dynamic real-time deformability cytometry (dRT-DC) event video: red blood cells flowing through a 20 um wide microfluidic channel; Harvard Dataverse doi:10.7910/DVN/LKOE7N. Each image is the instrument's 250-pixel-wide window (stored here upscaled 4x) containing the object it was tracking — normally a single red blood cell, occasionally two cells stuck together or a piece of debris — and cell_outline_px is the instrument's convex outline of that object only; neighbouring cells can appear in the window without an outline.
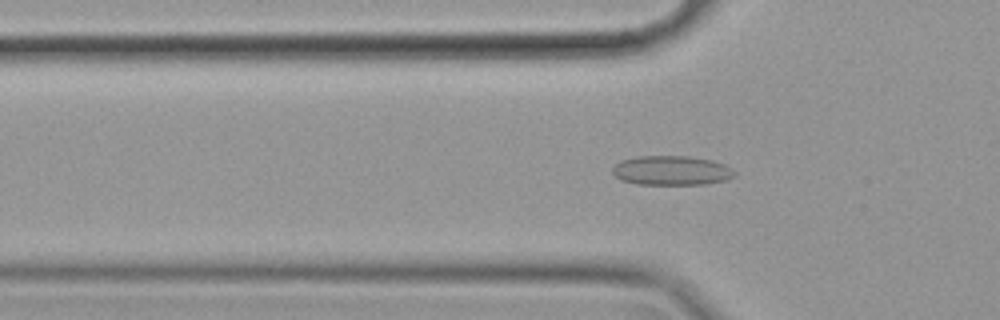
{"species": "common noctule bat (a hibernating species)", "species_latin": "Nyctalus noctula", "temperature_condition": "cold", "stored_images_in_passage": 46, "camera_frame_rate_fps": 3000, "um_per_image_px": 0.085, "animal": {"sex": "female", "body_mass_g": 19.9}, "frame": {"image": 1, "passage_image": 15, "time_ms": 4.667, "image_size_px": [1000, 320], "cell_outline_px": [[736, 176], [724, 180], [704, 184], [636, 184], [620, 180], [612, 172], [612, 168], [620, 160], [636, 156], [688, 156], [712, 160], [724, 164], [732, 168], [736, 172]], "centroid_in_image_um": [57.07, 14.49], "position_along_channel_um": 68.7, "area_um2": 21.04}}
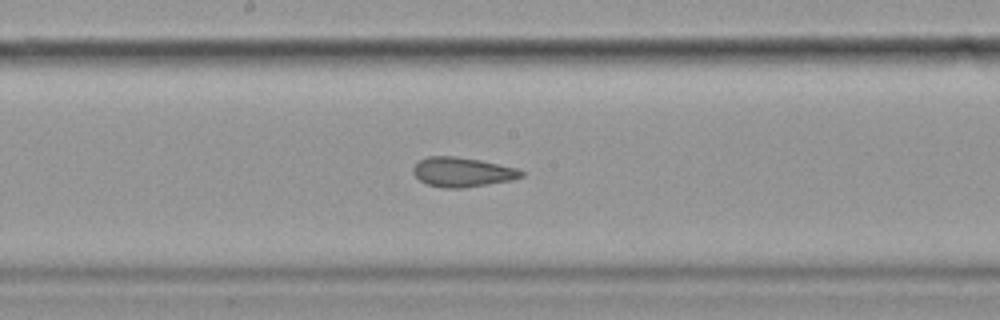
{"frame": {"image": 2, "passage_image": 27, "time_ms": 8.667, "image_size_px": [1000, 320], "cell_outline_px": [[524, 176], [512, 180], [464, 188], [444, 188], [428, 184], [420, 180], [412, 172], [412, 168], [420, 160], [428, 156], [456, 156], [480, 160], [516, 168], [524, 172]], "centroid_in_image_um": [39.3, 14.62], "position_along_channel_um": 208.9, "area_um2": 18.55}}
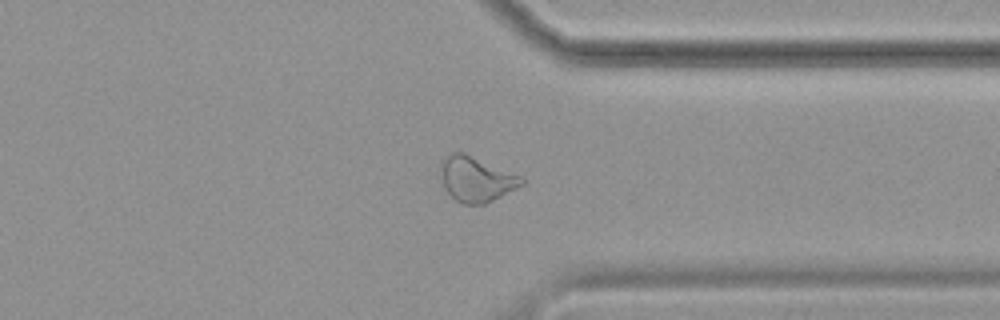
{"frame": {"image": 3, "passage_image": 41, "time_ms": 13.333, "image_size_px": [1000, 320], "cell_outline_px": [[528, 180], [524, 184], [484, 204], [464, 204], [456, 200], [444, 188], [440, 172], [440, 164], [444, 156], [452, 152], [464, 152], [520, 176]], "centroid_in_image_um": [40.45, 15.21], "position_along_channel_um": 370.9, "area_um2": 21.15}, "authors_computed_cell_mechanics": {"area_um2": 20.1144, "velocity_mm_per_s": 3.5077, "shape_relaxation_time_tau1_ms": null, "shape_relaxation_time_tau2_ms": 3.0621, "deformation_change_tau1": null, "deformation_change_tau2": 0.0679}}